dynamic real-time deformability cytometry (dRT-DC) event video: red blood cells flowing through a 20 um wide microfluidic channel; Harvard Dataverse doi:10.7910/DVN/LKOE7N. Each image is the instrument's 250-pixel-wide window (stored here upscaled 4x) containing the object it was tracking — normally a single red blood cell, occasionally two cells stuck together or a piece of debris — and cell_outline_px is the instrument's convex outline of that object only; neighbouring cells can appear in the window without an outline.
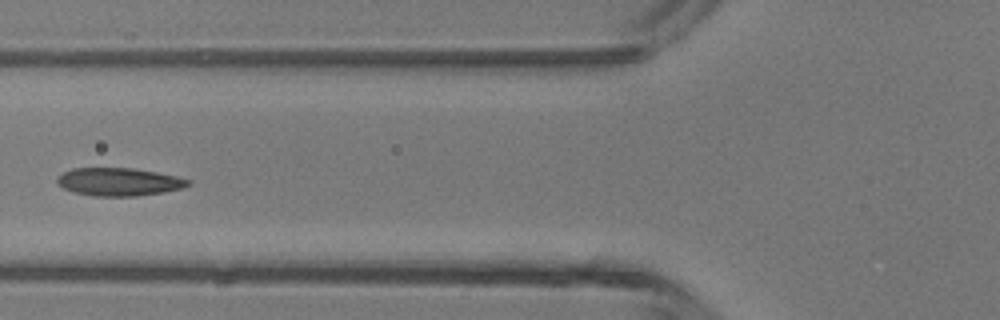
{"species": "common noctule bat (a hibernating species)", "species_latin": "Nyctalus noctula", "temperature_condition": "room temperature", "stored_images_in_passage": 7, "camera_frame_rate_fps": 3000, "um_per_image_px": 0.085, "animal": {"sex": "male", "body_mass_g": 13.3}, "frame": {"image": 1, "passage_image": 6, "time_ms": 1.667, "image_size_px": [1000, 320], "cell_outline_px": [[192, 184], [184, 188], [164, 192], [136, 196], [92, 196], [72, 192], [56, 184], [56, 180], [64, 172], [72, 168], [136, 168], [176, 176], [192, 180]], "centroid_in_image_um": [10.14, 15.46], "position_along_channel_um": 115.7, "area_um2": 21.56}}
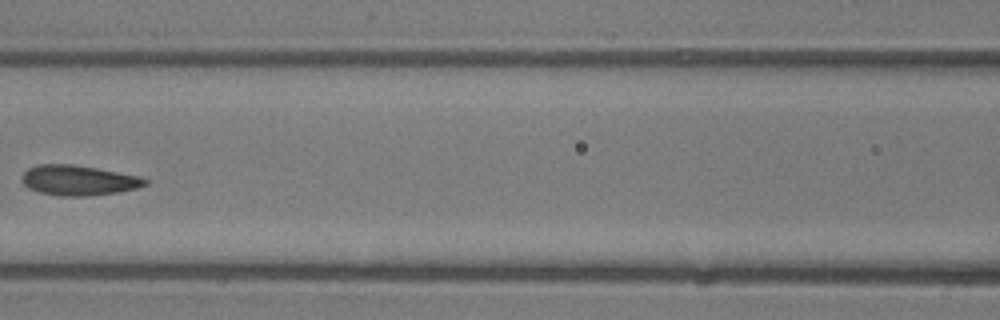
{"frame": {"image": 2, "passage_image": 7, "time_ms": 2.0, "image_size_px": [1000, 320], "cell_outline_px": [[148, 184], [136, 188], [120, 192], [88, 196], [60, 196], [40, 192], [28, 188], [20, 180], [20, 176], [28, 168], [40, 164], [72, 164], [96, 168], [140, 176], [148, 180]], "centroid_in_image_um": [6.66, 15.33], "position_along_channel_um": 159.9, "area_um2": 21.73}}